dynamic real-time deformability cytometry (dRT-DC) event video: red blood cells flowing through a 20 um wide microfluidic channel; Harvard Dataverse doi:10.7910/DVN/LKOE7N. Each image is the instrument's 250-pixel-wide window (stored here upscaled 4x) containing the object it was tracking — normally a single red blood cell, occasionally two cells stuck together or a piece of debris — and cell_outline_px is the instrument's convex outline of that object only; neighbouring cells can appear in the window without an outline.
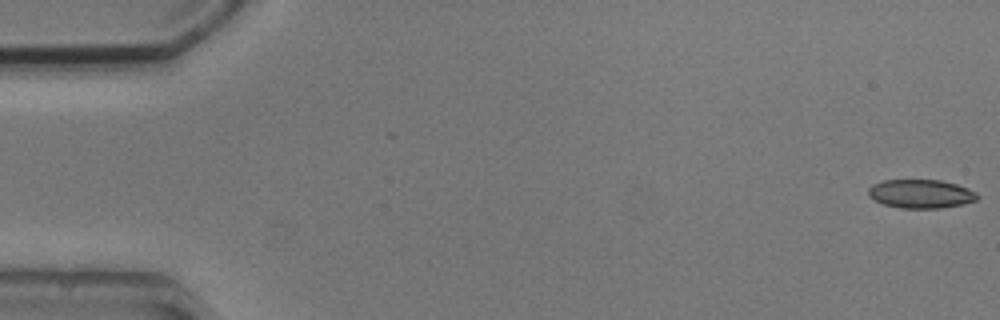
{"species": "common noctule bat (a hibernating species)", "species_latin": "Nyctalus noctula", "temperature_condition": "cold", "stored_images_in_passage": 6, "camera_frame_rate_fps": 3000, "um_per_image_px": 0.085, "animal": {"sex": "male", "body_mass_g": 20.5, "forearm_length_mm": 52.5}, "frame": {"image": 1, "passage_image": 1, "time_ms": 0.0, "image_size_px": [1000, 320], "cell_outline_px": [[980, 196], [976, 200], [964, 204], [940, 208], [900, 208], [884, 204], [868, 196], [868, 188], [872, 184], [884, 180], [940, 180], [956, 184], [968, 188], [976, 192]], "centroid_in_image_um": [78.28, 16.47], "position_along_channel_um": 6.7, "area_um2": 18.26}}